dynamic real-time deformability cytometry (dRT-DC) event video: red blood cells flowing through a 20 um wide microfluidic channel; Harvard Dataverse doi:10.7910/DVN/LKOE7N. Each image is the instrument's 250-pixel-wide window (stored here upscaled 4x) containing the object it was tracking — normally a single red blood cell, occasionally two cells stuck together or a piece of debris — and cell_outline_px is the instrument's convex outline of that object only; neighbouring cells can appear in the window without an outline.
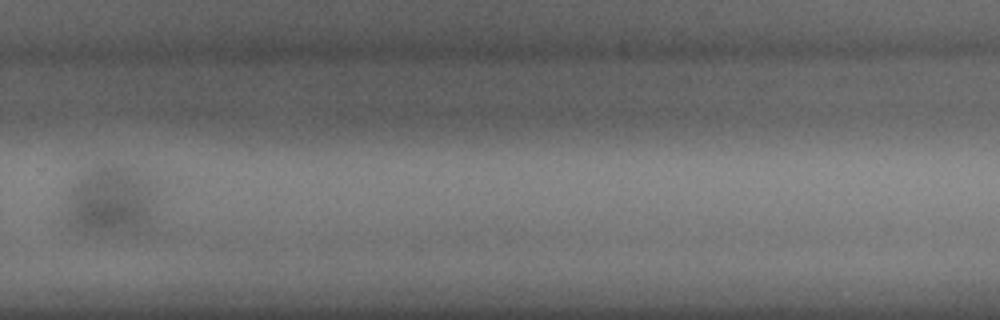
{"species": "common noctule bat (a hibernating species)", "species_latin": "Nyctalus noctula", "temperature_condition": "warm", "stored_images_in_passage": 36, "camera_frame_rate_fps": 3000, "um_per_image_px": 0.085, "animal": {"sex": "male", "body_mass_g": 15.6}, "frame": {"image": 1, "passage_image": 25, "time_ms": 8.0, "image_size_px": [1000, 320], "cell_outline_px": [[156, 236], [80, 236], [68, 224], [68, 208], [72, 188], [84, 176], [96, 168], [112, 164], [124, 168], [140, 192], [148, 208], [156, 228]], "centroid_in_image_um": [9.27, 17.47], "position_along_channel_um": 320.5, "area_um2": 34.56}}
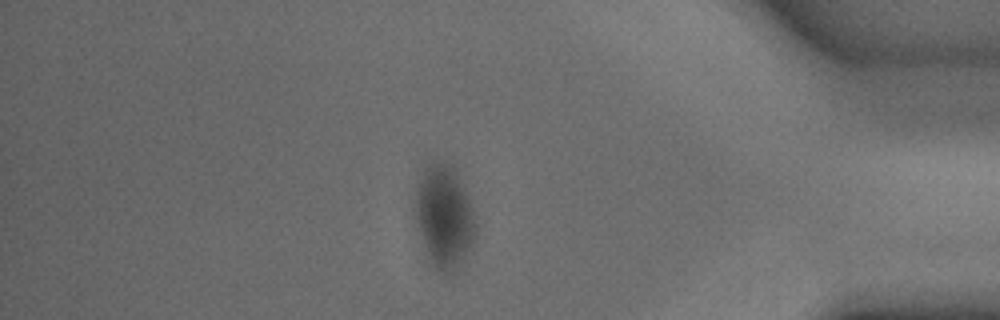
{"frame": {"image": 2, "passage_image": 31, "time_ms": 10.0, "image_size_px": [1000, 320], "cell_outline_px": [[476, 236], [464, 260], [456, 272], [452, 276], [436, 268], [428, 260], [416, 220], [416, 188], [424, 168], [432, 160], [440, 160], [452, 164], [464, 188], [476, 224]], "centroid_in_image_um": [37.76, 18.43], "position_along_channel_um": 397.4, "area_um2": 36.13}}
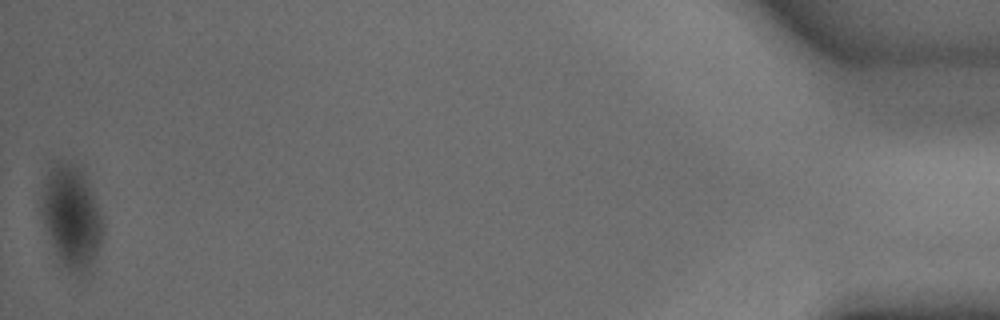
{"frame": {"image": 3, "passage_image": 36, "time_ms": 11.667, "image_size_px": [1000, 320], "cell_outline_px": [[104, 232], [92, 272], [80, 276], [76, 276], [64, 268], [60, 264], [56, 256], [44, 228], [40, 208], [44, 188], [48, 172], [56, 164], [72, 164], [80, 168], [104, 216]], "centroid_in_image_um": [6.12, 18.6], "position_along_channel_um": 429.1, "area_um2": 37.17}}